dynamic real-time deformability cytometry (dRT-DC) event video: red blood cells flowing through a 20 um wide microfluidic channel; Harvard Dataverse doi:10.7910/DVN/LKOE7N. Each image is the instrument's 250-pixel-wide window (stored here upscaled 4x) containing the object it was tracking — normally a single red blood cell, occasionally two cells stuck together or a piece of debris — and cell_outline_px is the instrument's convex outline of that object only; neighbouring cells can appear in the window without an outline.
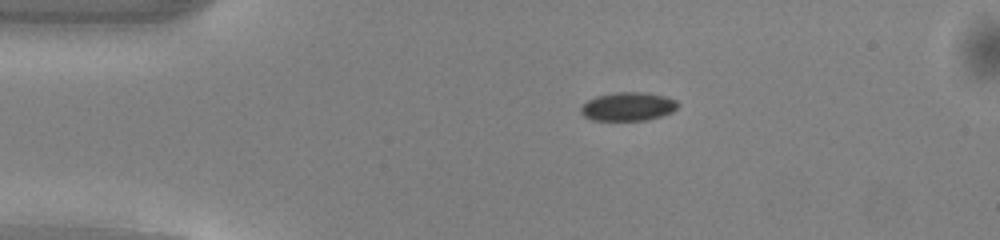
{"species": "common noctule bat (a hibernating species)", "species_latin": "Nyctalus noctula", "temperature_condition": "warm", "stored_images_in_passage": 41, "camera_frame_rate_fps": 3000, "um_per_image_px": 0.085, "animal": {"sex": "male", "body_mass_g": 13.0, "forearm_length_mm": 53.1}, "frame": {"image": 1, "passage_image": 1, "time_ms": 0.0, "image_size_px": [1000, 240], "cell_outline_px": [[680, 104], [672, 112], [648, 120], [592, 120], [584, 116], [580, 112], [580, 108], [588, 100], [596, 96], [616, 92], [644, 92], [664, 96], [676, 100]], "centroid_in_image_um": [53.38, 9.05], "position_along_channel_um": 31.6, "area_um2": 16.13}}
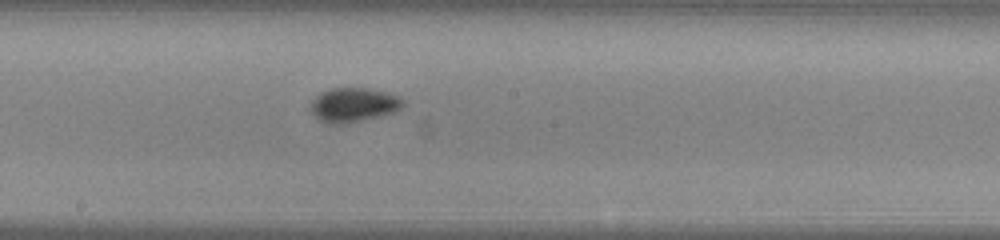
{"frame": {"image": 2, "passage_image": 18, "time_ms": 5.667, "image_size_px": [1000, 240], "cell_outline_px": [[404, 104], [400, 108], [392, 112], [344, 124], [328, 124], [320, 120], [308, 108], [312, 100], [320, 92], [332, 88], [368, 88], [388, 92], [400, 96], [404, 100]], "centroid_in_image_um": [30.02, 8.89], "position_along_channel_um": 218.2, "area_um2": 18.38}}
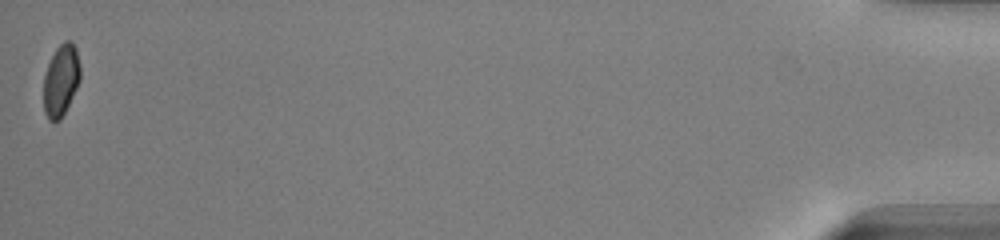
{"frame": {"image": 3, "passage_image": 41, "time_ms": 13.333, "image_size_px": [1000, 240], "cell_outline_px": [[80, 80], [60, 120], [48, 120], [44, 112], [44, 76], [48, 64], [56, 48], [64, 40], [72, 40], [76, 48], [80, 64]], "centroid_in_image_um": [5.18, 6.78], "position_along_channel_um": 430.0, "area_um2": 15.2}, "authors_computed_cell_mechanics": {"area_um2": 16.7042, "velocity_mm_per_s": 4.1067, "shape_relaxation_time_tau1_ms": 1.9655, "shape_relaxation_time_tau2_ms": null, "deformation_change_tau1": 0.0691, "deformation_change_tau2": null}}